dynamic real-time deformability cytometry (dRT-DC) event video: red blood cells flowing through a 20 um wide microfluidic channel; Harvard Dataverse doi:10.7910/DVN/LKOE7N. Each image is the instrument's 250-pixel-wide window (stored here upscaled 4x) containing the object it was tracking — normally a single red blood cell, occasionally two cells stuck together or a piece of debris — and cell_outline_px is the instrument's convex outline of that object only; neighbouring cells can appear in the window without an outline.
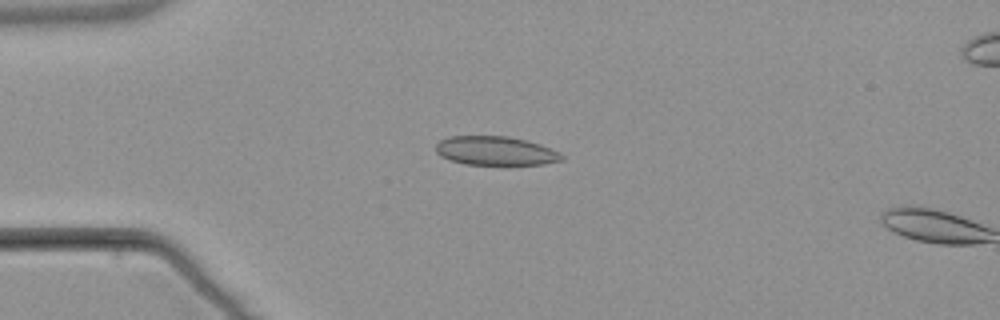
{"species": "common noctule bat (a hibernating species)", "species_latin": "Nyctalus noctula", "temperature_condition": "warm", "stored_images_in_passage": 3, "camera_frame_rate_fps": 3000, "um_per_image_px": 0.085, "animal": {"sex": "male", "body_mass_g": 21.5, "forearm_length_mm": 52.0}, "frame": {"image": 1, "passage_image": 2, "time_ms": 2.0, "image_size_px": [1000, 320], "cell_outline_px": [[564, 160], [544, 164], [464, 164], [440, 156], [436, 152], [436, 144], [440, 140], [448, 136], [508, 136], [528, 140], [540, 144], [560, 152], [564, 156]], "centroid_in_image_um": [42.14, 12.81], "position_along_channel_um": 42.9, "area_um2": 21.27}}